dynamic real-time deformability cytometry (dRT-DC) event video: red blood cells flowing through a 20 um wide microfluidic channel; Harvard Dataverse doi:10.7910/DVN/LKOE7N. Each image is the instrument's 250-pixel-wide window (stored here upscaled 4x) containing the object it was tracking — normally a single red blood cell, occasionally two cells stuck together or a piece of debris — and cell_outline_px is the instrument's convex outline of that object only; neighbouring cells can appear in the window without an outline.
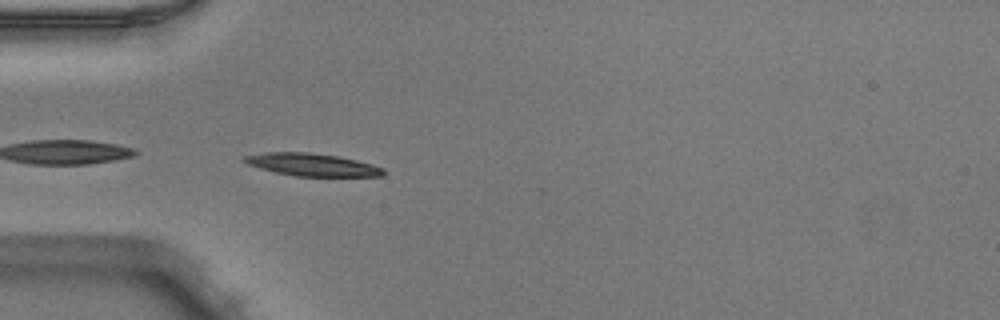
{"species": "Egyptian fruit bat (a non-hibernating species)", "species_latin": "Rousettus aegyptiacus", "temperature_condition": "warm", "stored_images_in_passage": 30, "camera_frame_rate_fps": 3000, "um_per_image_px": 0.085, "animal": {"sex": "male"}, "frame": {"image": 1, "passage_image": 1, "time_ms": 0.0, "image_size_px": [1000, 320], "cell_outline_px": [[384, 176], [296, 176], [276, 172], [260, 168], [248, 164], [244, 160], [244, 156], [264, 152], [308, 152], [340, 156], [372, 164], [384, 168]], "centroid_in_image_um": [26.56, 13.99], "position_along_channel_um": 58.4, "area_um2": 18.21}}
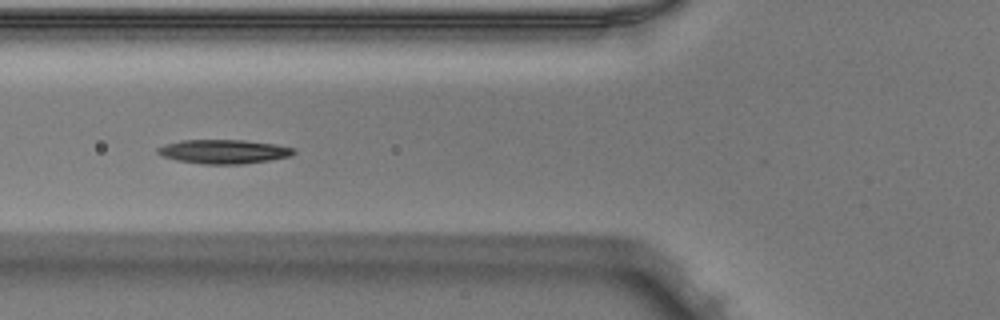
{"frame": {"image": 2, "passage_image": 5, "time_ms": 1.333, "image_size_px": [1000, 320], "cell_outline_px": [[296, 152], [292, 156], [268, 160], [240, 164], [204, 164], [176, 160], [164, 156], [156, 152], [156, 148], [164, 144], [180, 140], [244, 140], [276, 144], [296, 148]], "centroid_in_image_um": [19.03, 12.87], "position_along_channel_um": 106.8, "area_um2": 19.13}, "authors_computed_cell_mechanics": {"area_um2": 18.4093, "velocity_mm_per_s": 3.9379, "shape_relaxation_time_tau1_ms": 7.0859, "shape_relaxation_time_tau2_ms": null, "deformation_change_tau1": 0.1854, "deformation_change_tau2": null}}